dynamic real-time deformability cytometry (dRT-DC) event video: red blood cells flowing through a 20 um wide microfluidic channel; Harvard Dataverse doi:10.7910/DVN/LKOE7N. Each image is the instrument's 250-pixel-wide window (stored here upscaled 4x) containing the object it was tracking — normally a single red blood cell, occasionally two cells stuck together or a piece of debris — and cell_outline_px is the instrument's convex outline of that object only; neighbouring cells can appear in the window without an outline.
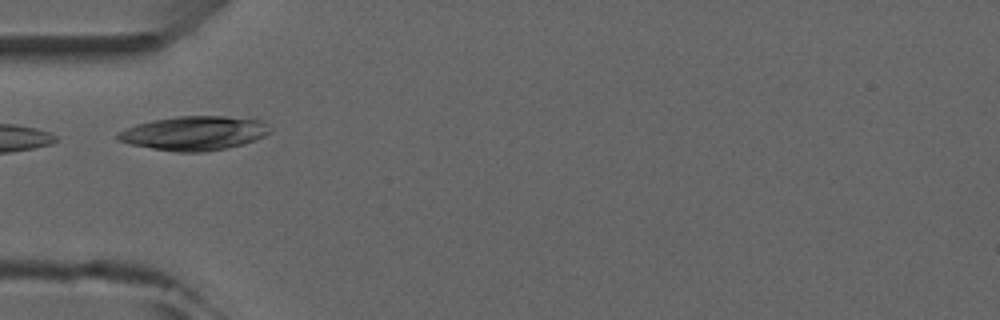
{"species": "common noctule bat (a hibernating species)", "species_latin": "Nyctalus noctula", "temperature_condition": "room temperature", "stored_images_in_passage": 4, "camera_frame_rate_fps": 3000, "um_per_image_px": 0.085, "animal": {"sex": "male", "forearm_length_mm": 52.5}, "frame": {"image": 1, "passage_image": 4, "time_ms": 3.333, "image_size_px": [1000, 320], "cell_outline_px": [[272, 132], [256, 140], [244, 144], [228, 148], [204, 152], [176, 152], [128, 144], [116, 140], [116, 132], [136, 124], [152, 120], [176, 116], [224, 116], [264, 120], [272, 128]], "centroid_in_image_um": [16.53, 11.32], "position_along_channel_um": 68.5, "area_um2": 30.75}}